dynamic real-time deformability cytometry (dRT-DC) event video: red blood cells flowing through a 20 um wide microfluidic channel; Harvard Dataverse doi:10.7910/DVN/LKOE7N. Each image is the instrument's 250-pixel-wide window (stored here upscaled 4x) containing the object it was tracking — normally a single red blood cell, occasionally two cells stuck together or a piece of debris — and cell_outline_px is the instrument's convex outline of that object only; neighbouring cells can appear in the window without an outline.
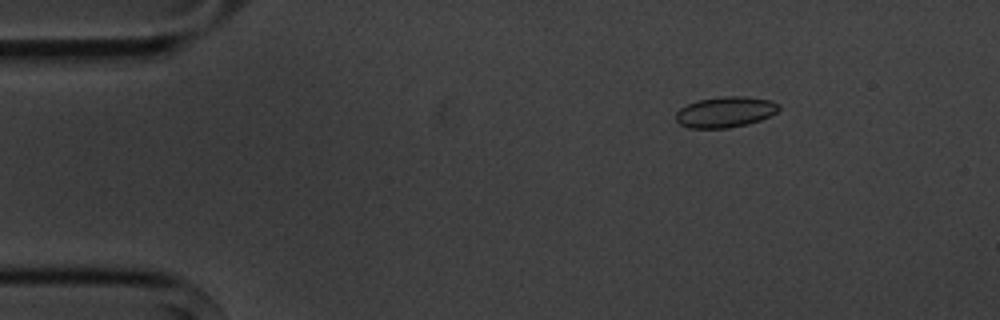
{"species": "common noctule bat (a hibernating species)", "species_latin": "Nyctalus noctula", "temperature_condition": "cold", "stored_images_in_passage": 6, "camera_frame_rate_fps": 3000, "um_per_image_px": 0.085, "animal": {"sex": "male", "body_mass_g": 20.1, "forearm_length_mm": 53.5}, "frame": {"image": 1, "passage_image": 2, "time_ms": 1.333, "image_size_px": [1000, 320], "cell_outline_px": [[780, 108], [776, 112], [760, 120], [748, 124], [728, 128], [692, 128], [680, 124], [676, 120], [676, 112], [680, 108], [688, 104], [700, 100], [724, 96], [744, 96], [768, 100], [780, 104]], "centroid_in_image_um": [61.65, 9.52], "position_along_channel_um": 23.3, "area_um2": 18.26}}
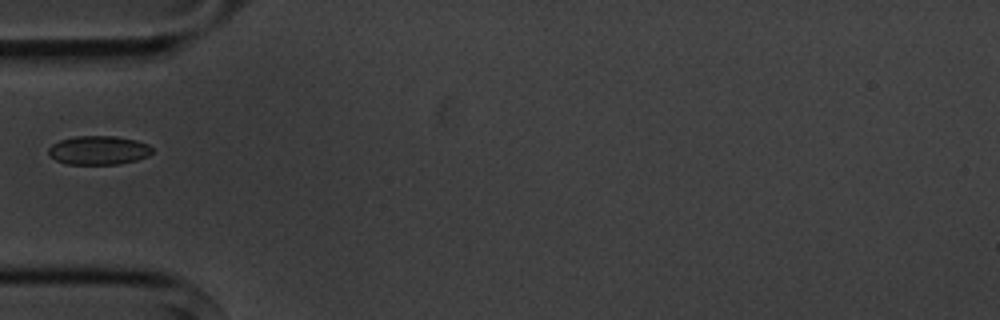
{"frame": {"image": 2, "passage_image": 5, "time_ms": 4.667, "image_size_px": [1000, 320], "cell_outline_px": [[152, 152], [148, 156], [136, 160], [120, 164], [68, 164], [56, 160], [48, 156], [48, 148], [52, 144], [60, 140], [76, 136], [116, 136], [136, 140], [148, 144], [152, 148]], "centroid_in_image_um": [8.37, 12.77], "position_along_channel_um": 76.6, "area_um2": 17.51}}
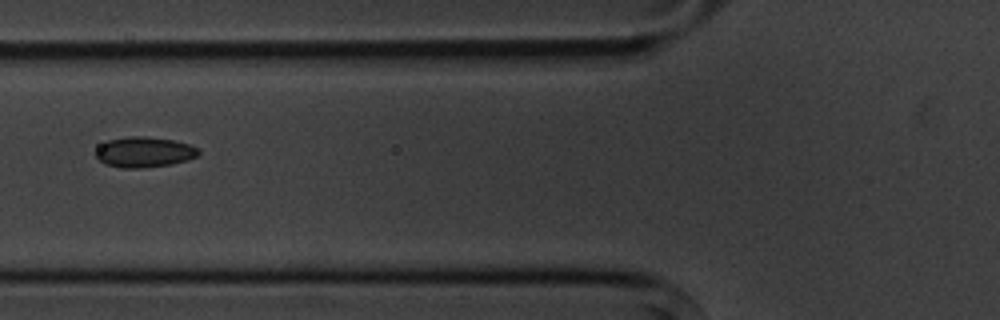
{"frame": {"image": 3, "passage_image": 6, "time_ms": 5.667, "image_size_px": [1000, 320], "cell_outline_px": [[200, 152], [196, 156], [188, 160], [172, 164], [140, 168], [120, 168], [104, 164], [92, 152], [100, 144], [108, 140], [128, 136], [144, 136], [172, 140], [188, 144], [200, 148]], "centroid_in_image_um": [12.22, 12.93], "position_along_channel_um": 113.6, "area_um2": 18.44}}